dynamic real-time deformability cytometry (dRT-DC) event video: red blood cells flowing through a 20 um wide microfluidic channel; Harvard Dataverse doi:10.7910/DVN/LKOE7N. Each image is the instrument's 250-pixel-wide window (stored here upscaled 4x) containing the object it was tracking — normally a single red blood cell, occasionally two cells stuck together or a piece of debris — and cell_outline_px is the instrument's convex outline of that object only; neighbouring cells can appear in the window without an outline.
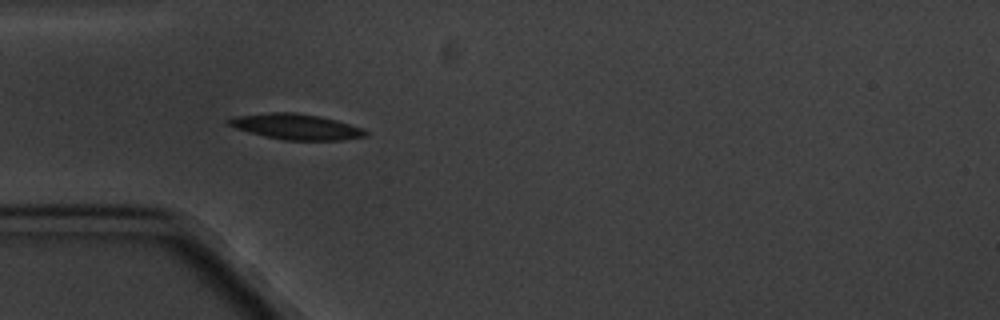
{"species": "common noctule bat (a hibernating species)", "species_latin": "Nyctalus noctula", "temperature_condition": "cold", "stored_images_in_passage": 5, "camera_frame_rate_fps": 3000, "um_per_image_px": 0.085, "animal": {"sex": "male", "body_mass_g": 20.1, "forearm_length_mm": 53.5}, "frame": {"image": 1, "passage_image": 4, "time_ms": 3.667, "image_size_px": [1000, 320], "cell_outline_px": [[368, 136], [344, 140], [284, 140], [264, 136], [248, 132], [236, 128], [228, 124], [224, 120], [236, 116], [268, 112], [292, 112], [316, 116], [336, 120], [364, 128], [368, 132]], "centroid_in_image_um": [25.18, 10.77], "position_along_channel_um": 59.8, "area_um2": 20.46}}